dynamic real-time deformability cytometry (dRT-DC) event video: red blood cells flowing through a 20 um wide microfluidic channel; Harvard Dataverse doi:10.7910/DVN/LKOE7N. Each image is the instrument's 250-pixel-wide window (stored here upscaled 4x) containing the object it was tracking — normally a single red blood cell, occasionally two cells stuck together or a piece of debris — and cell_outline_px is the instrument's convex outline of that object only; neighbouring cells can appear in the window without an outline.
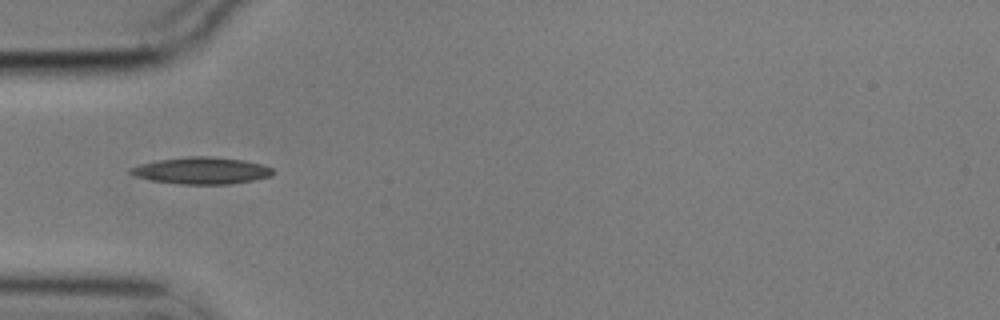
{"species": "common noctule bat (a hibernating species)", "species_latin": "Nyctalus noctula", "temperature_condition": "cold", "stored_images_in_passage": 2, "camera_frame_rate_fps": 3000, "um_per_image_px": 0.085, "animal": {"sex": "male", "body_mass_g": 17.9}, "frame": {"image": 1, "passage_image": 1, "time_ms": 0.0, "image_size_px": [1000, 320], "cell_outline_px": [[276, 172], [272, 176], [252, 180], [228, 184], [184, 184], [152, 180], [136, 176], [128, 172], [132, 168], [140, 164], [160, 160], [188, 156], [212, 156], [244, 160], [264, 164], [272, 168]], "centroid_in_image_um": [17.21, 14.49], "position_along_channel_um": 67.8, "area_um2": 22.14}}
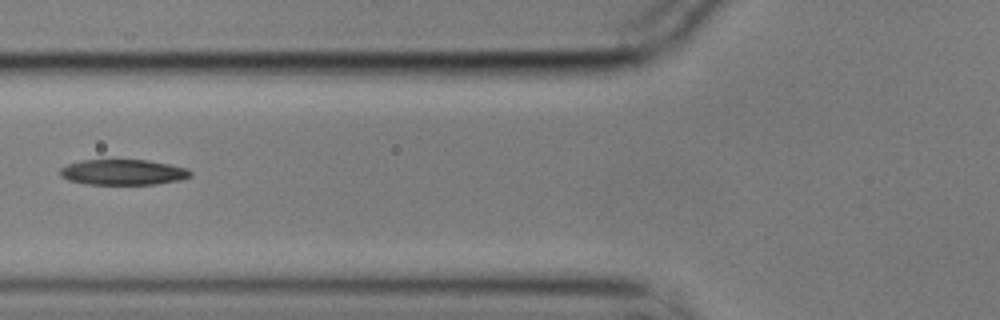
{"frame": {"image": 2, "passage_image": 2, "time_ms": 0.333, "image_size_px": [1000, 320], "cell_outline_px": [[192, 176], [180, 180], [156, 184], [88, 184], [68, 180], [60, 176], [60, 168], [68, 164], [80, 160], [148, 160], [188, 168], [192, 172]], "centroid_in_image_um": [10.47, 14.63], "position_along_channel_um": 115.3, "area_um2": 19.42}}